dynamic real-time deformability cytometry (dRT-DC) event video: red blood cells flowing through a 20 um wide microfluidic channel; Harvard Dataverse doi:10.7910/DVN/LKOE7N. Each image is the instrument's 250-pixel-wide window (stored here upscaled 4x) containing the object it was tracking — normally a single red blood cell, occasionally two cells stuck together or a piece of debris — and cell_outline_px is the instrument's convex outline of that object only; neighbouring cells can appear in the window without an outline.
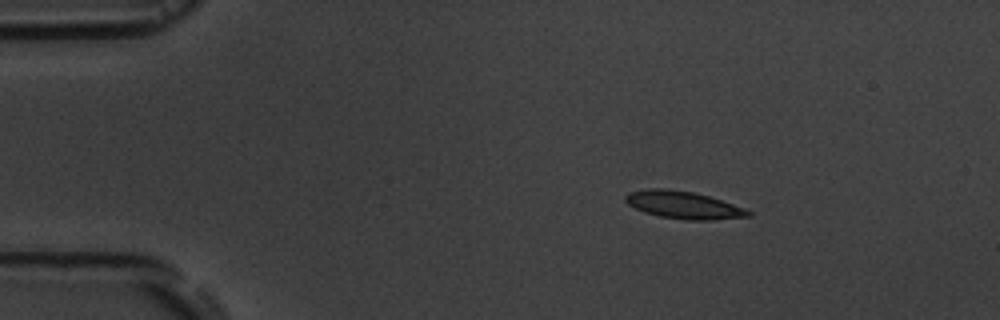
{"species": "common noctule bat (a hibernating species)", "species_latin": "Nyctalus noctula", "temperature_condition": "room temperature", "stored_images_in_passage": 4, "camera_frame_rate_fps": 3000, "um_per_image_px": 0.085, "animal": {"sex": "male", "body_mass_g": 19.5, "forearm_length_mm": 54.6}, "frame": {"image": 1, "passage_image": 2, "time_ms": 1.333, "image_size_px": [1000, 320], "cell_outline_px": [[752, 216], [712, 220], [684, 220], [660, 216], [644, 212], [628, 204], [624, 200], [624, 196], [628, 192], [648, 188], [668, 188], [692, 192], [708, 196], [744, 208], [752, 212]], "centroid_in_image_um": [58.06, 17.42], "position_along_channel_um": 26.9, "area_um2": 19.65}}